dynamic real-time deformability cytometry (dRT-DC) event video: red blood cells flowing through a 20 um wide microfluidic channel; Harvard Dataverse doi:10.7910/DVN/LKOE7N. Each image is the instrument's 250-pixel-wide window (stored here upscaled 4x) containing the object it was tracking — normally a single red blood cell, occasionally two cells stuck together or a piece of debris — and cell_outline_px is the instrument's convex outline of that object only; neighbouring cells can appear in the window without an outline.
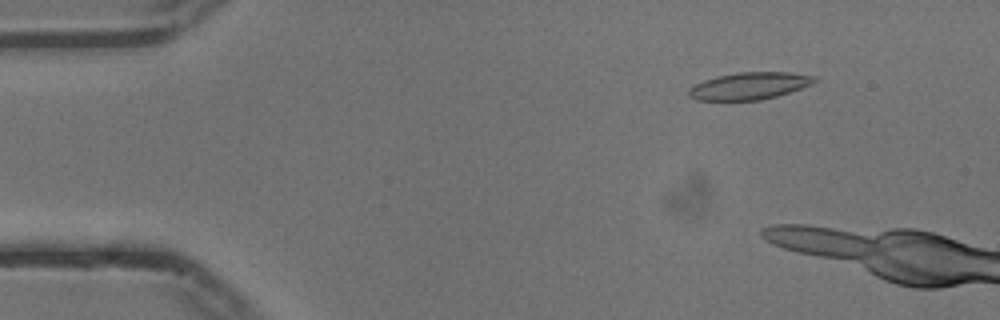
{"species": "common noctule bat (a hibernating species)", "species_latin": "Nyctalus noctula", "temperature_condition": "cold", "stored_images_in_passage": 10, "camera_frame_rate_fps": 3000, "um_per_image_px": 0.085, "animal": {"sex": "male", "body_mass_g": 13.3}, "frame": {"image": 1, "passage_image": 5, "time_ms": 1.333, "image_size_px": [1000, 320], "cell_outline_px": [[816, 80], [812, 84], [776, 96], [760, 100], [696, 100], [688, 96], [688, 88], [704, 80], [716, 76], [740, 72], [788, 72], [816, 76]], "centroid_in_image_um": [63.66, 7.3], "position_along_channel_um": 21.3, "area_um2": 19.77}}